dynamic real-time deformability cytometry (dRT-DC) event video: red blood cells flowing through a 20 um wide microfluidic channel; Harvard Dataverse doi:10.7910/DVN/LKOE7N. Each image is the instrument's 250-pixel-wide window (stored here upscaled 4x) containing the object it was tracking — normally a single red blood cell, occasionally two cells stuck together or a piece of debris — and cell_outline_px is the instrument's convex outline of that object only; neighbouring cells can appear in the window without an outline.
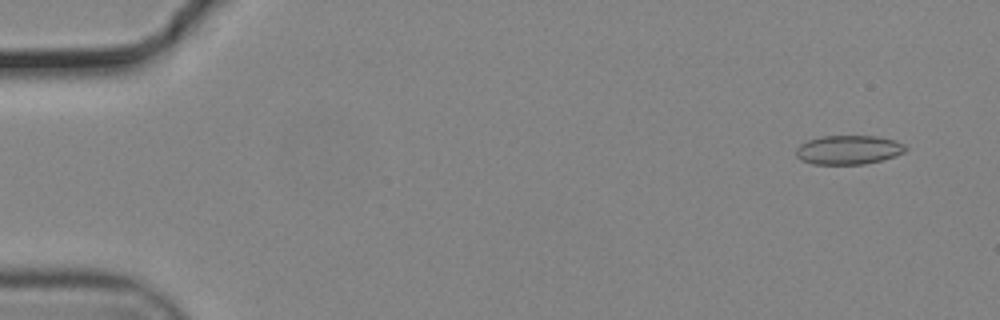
{"species": "common noctule bat (a hibernating species)", "species_latin": "Nyctalus noctula", "temperature_condition": "cold", "stored_images_in_passage": 35, "camera_frame_rate_fps": 3000, "um_per_image_px": 0.085, "animal": {"sex": "male", "body_mass_g": 19.2, "forearm_length_mm": 51.8}, "frame": {"image": 1, "passage_image": 4, "time_ms": 1.0, "image_size_px": [1000, 320], "cell_outline_px": [[908, 148], [904, 152], [896, 156], [864, 164], [812, 164], [800, 160], [796, 156], [796, 148], [800, 144], [808, 140], [824, 136], [876, 136], [896, 140], [904, 144]], "centroid_in_image_um": [72.12, 12.74], "position_along_channel_um": 12.9, "area_um2": 18.61}}
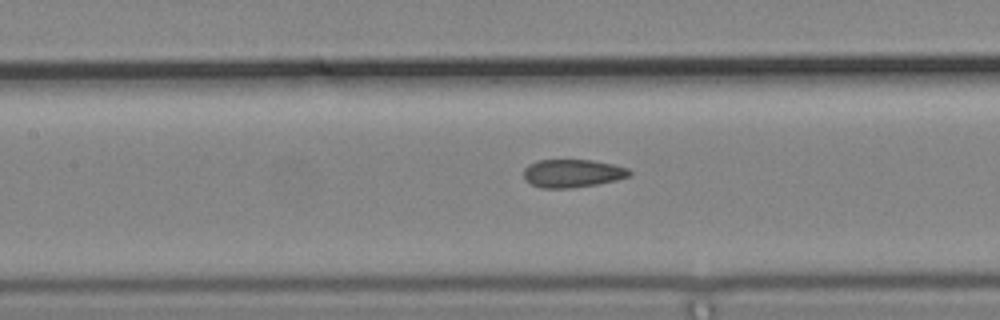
{"frame": {"image": 2, "passage_image": 26, "time_ms": 8.333, "image_size_px": [1000, 320], "cell_outline_px": [[632, 176], [616, 180], [596, 184], [572, 188], [540, 188], [524, 180], [524, 168], [528, 164], [536, 160], [592, 160], [612, 164], [628, 168], [632, 172]], "centroid_in_image_um": [48.65, 14.73], "position_along_channel_um": 158.7, "area_um2": 17.46}}
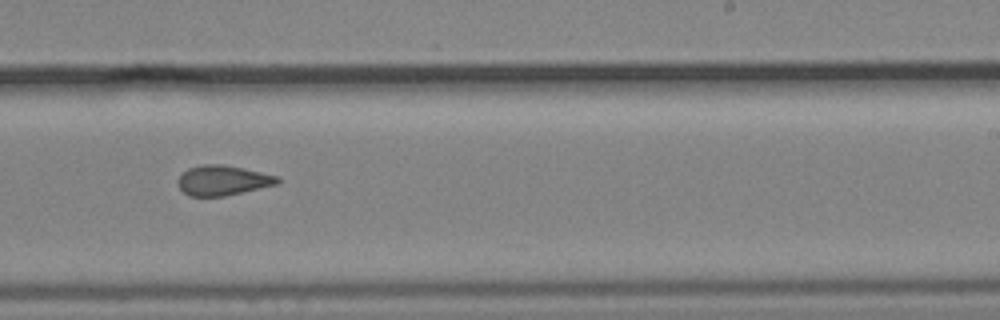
{"frame": {"image": 3, "passage_image": 35, "time_ms": 11.333, "image_size_px": [1000, 320], "cell_outline_px": [[280, 184], [224, 196], [188, 196], [176, 184], [176, 180], [188, 168], [200, 164], [220, 164], [280, 176]], "centroid_in_image_um": [18.93, 15.34], "position_along_channel_um": 270.1, "area_um2": 17.46}}